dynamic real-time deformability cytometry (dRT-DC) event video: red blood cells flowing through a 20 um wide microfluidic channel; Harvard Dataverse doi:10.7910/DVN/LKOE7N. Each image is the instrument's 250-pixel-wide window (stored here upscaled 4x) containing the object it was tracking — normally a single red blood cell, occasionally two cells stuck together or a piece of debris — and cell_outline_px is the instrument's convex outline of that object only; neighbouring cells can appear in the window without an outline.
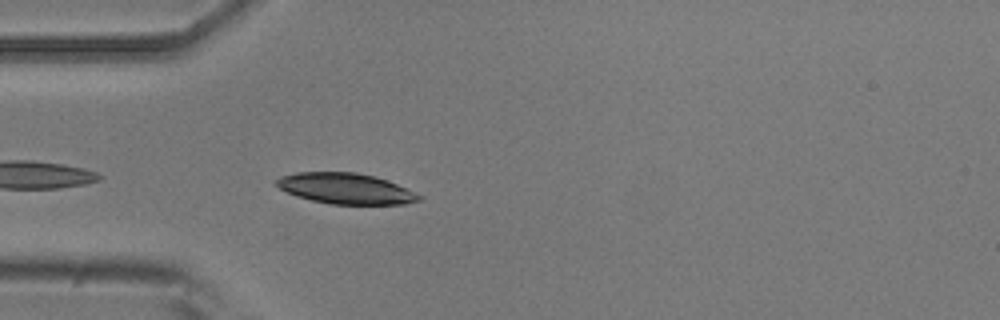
{"species": "common noctule bat (a hibernating species)", "species_latin": "Nyctalus noctula", "temperature_condition": "room temperature", "stored_images_in_passage": 4, "camera_frame_rate_fps": 3000, "um_per_image_px": 0.085, "animal": {"sex": "male", "body_mass_g": 20.5, "forearm_length_mm": 52.5}, "frame": {"image": 1, "passage_image": 4, "time_ms": 3.667, "image_size_px": [1000, 320], "cell_outline_px": [[424, 196], [420, 200], [404, 204], [332, 204], [312, 200], [296, 196], [280, 188], [276, 184], [276, 180], [280, 176], [296, 172], [356, 172], [376, 176], [396, 184]], "centroid_in_image_um": [29.39, 16.02], "position_along_channel_um": 55.6, "area_um2": 25.43}}